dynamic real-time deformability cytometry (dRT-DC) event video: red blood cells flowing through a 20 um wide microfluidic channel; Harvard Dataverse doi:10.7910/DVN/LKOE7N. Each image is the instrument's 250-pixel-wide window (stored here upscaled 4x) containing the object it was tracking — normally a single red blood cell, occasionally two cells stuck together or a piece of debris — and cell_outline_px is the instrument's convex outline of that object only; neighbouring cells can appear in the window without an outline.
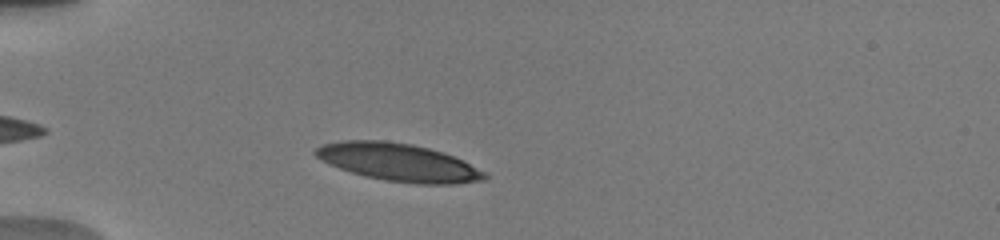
{"species": "human", "species_latin": "Homo sapiens", "temperature_condition": "warm", "stored_images_in_passage": 30, "camera_frame_rate_fps": 3000, "um_per_image_px": 0.085, "donor": {"sex": "male"}, "frame": {"image": 1, "passage_image": 5, "time_ms": 1.333, "image_size_px": [1000, 240], "cell_outline_px": [[488, 176], [484, 180], [456, 184], [416, 184], [384, 180], [364, 176], [340, 168], [316, 156], [312, 152], [316, 148], [324, 144], [344, 140], [384, 140], [412, 144], [428, 148], [452, 156], [484, 172]], "centroid_in_image_um": [33.85, 13.8], "position_along_channel_um": 51.1, "area_um2": 36.65}}
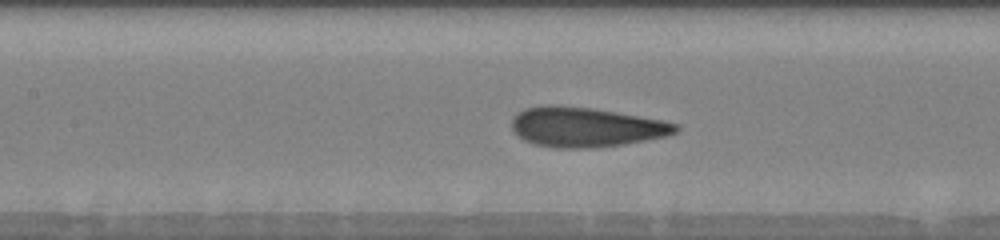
{"frame": {"image": 2, "passage_image": 17, "time_ms": 4.667, "image_size_px": [1000, 240], "cell_outline_px": [[680, 128], [676, 132], [668, 136], [624, 144], [592, 148], [552, 148], [536, 144], [524, 140], [512, 132], [512, 116], [524, 108], [544, 104], [556, 104], [592, 108], [664, 120], [680, 124]], "centroid_in_image_um": [49.78, 10.79], "position_along_channel_um": 157.6, "area_um2": 38.49}}
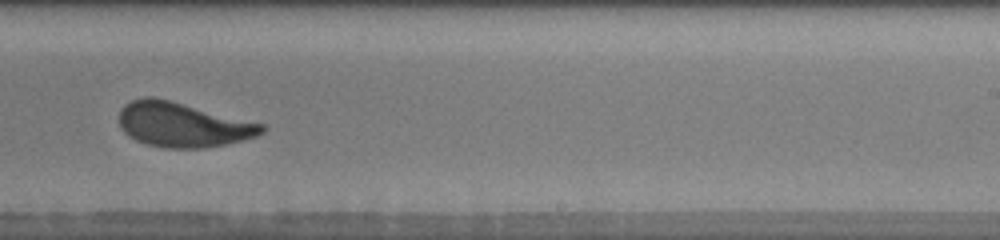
{"frame": {"image": 3, "passage_image": 24, "time_ms": 7.667, "image_size_px": [1000, 240], "cell_outline_px": [[264, 132], [256, 136], [244, 140], [204, 148], [164, 148], [148, 144], [136, 140], [128, 136], [120, 128], [120, 108], [124, 104], [132, 100], [144, 96], [152, 96], [264, 124]], "centroid_in_image_um": [15.5, 10.6], "position_along_channel_um": 273.5, "area_um2": 36.88}, "authors_computed_cell_mechanics": {"area_um2": 37.3677, "velocity_mm_per_s": 3.8883, "shape_relaxation_time_tau1_ms": 3.4808, "shape_relaxation_time_tau2_ms": 0.9795, "deformation_change_tau1": 0.1586, "deformation_change_tau2": 0.0925}}